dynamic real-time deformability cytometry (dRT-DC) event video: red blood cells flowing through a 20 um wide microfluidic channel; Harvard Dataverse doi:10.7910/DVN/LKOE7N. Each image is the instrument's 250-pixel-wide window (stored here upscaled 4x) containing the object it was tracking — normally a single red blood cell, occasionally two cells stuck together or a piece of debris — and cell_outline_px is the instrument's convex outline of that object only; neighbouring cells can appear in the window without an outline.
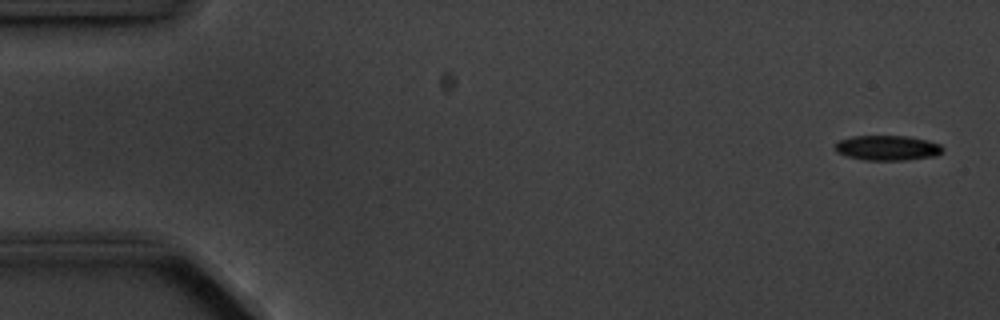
{"species": "common noctule bat (a hibernating species)", "species_latin": "Nyctalus noctula", "temperature_condition": "cold", "stored_images_in_passage": 4, "camera_frame_rate_fps": 3000, "um_per_image_px": 0.085, "animal": {"sex": "male", "body_mass_g": 20.1, "forearm_length_mm": 53.5}, "frame": {"image": 1, "passage_image": 1, "time_ms": 0.0, "image_size_px": [1000, 320], "cell_outline_px": [[944, 152], [936, 156], [904, 160], [864, 160], [848, 156], [836, 152], [836, 144], [840, 140], [852, 136], [908, 136], [928, 140], [940, 144], [944, 148]], "centroid_in_image_um": [75.49, 12.57], "position_along_channel_um": 9.5, "area_um2": 15.72}}